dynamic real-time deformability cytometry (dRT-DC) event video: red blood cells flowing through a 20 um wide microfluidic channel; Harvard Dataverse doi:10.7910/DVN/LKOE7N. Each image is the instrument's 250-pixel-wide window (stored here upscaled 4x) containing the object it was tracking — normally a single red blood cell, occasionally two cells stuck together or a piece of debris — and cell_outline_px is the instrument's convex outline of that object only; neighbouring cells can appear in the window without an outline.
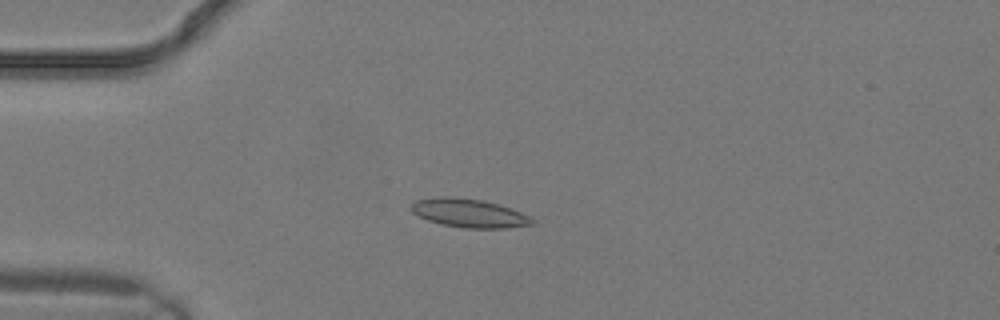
{"species": "common noctule bat (a hibernating species)", "species_latin": "Nyctalus noctula", "temperature_condition": "warm", "stored_images_in_passage": 4, "camera_frame_rate_fps": 3000, "um_per_image_px": 0.085, "animal": {"sex": "male", "body_mass_g": 19.2, "forearm_length_mm": 51.8}, "frame": {"image": 1, "passage_image": 1, "time_ms": 0.0, "image_size_px": [1000, 320], "cell_outline_px": [[536, 224], [508, 228], [464, 228], [440, 224], [428, 220], [412, 212], [412, 204], [416, 200], [440, 196], [448, 196], [484, 200], [500, 204], [520, 212], [536, 220]], "centroid_in_image_um": [39.91, 18.12], "position_along_channel_um": 45.1, "area_um2": 20.23}}
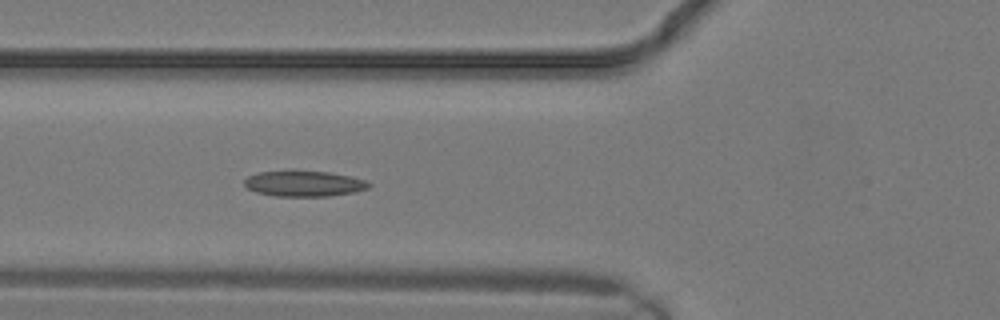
{"frame": {"image": 2, "passage_image": 4, "time_ms": 1.0, "image_size_px": [1000, 320], "cell_outline_px": [[372, 184], [368, 188], [356, 192], [328, 196], [276, 196], [256, 192], [248, 188], [244, 184], [244, 180], [248, 176], [260, 172], [328, 172], [348, 176], [364, 180]], "centroid_in_image_um": [25.86, 15.63], "position_along_channel_um": 99.9, "area_um2": 18.15}}